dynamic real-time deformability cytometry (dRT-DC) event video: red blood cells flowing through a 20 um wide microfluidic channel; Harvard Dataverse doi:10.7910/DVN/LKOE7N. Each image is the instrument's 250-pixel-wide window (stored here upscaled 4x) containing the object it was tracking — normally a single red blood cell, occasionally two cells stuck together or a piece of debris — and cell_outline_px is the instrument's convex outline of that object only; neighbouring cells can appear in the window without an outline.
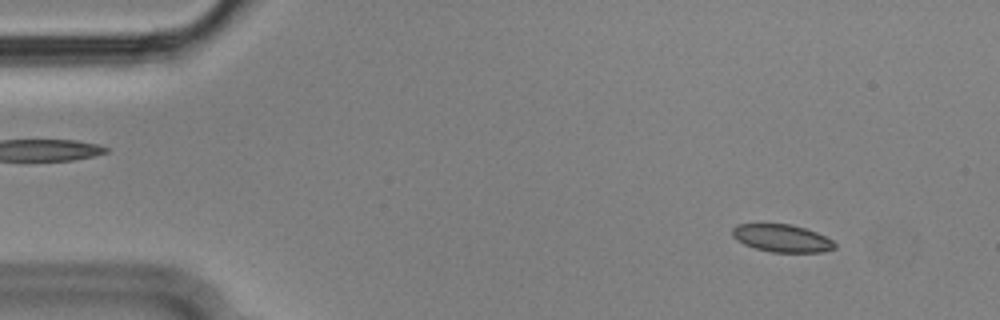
{"species": "Egyptian fruit bat (a non-hibernating species)", "species_latin": "Rousettus aegyptiacus", "temperature_condition": "cold", "stored_images_in_passage": 55, "segment_of_instrument_passage": [1, 2], "camera_frame_rate_fps": 3000, "um_per_image_px": 0.085, "animal": {"sex": "male"}, "frame": {"image": 1, "passage_image": 5, "time_ms": 1.333, "image_size_px": [1000, 320], "cell_outline_px": [[836, 248], [824, 252], [772, 252], [756, 248], [744, 244], [736, 240], [732, 236], [732, 228], [736, 224], [792, 224], [816, 232], [832, 240], [836, 244]], "centroid_in_image_um": [66.46, 20.25], "position_along_channel_um": 18.5, "area_um2": 16.47}}
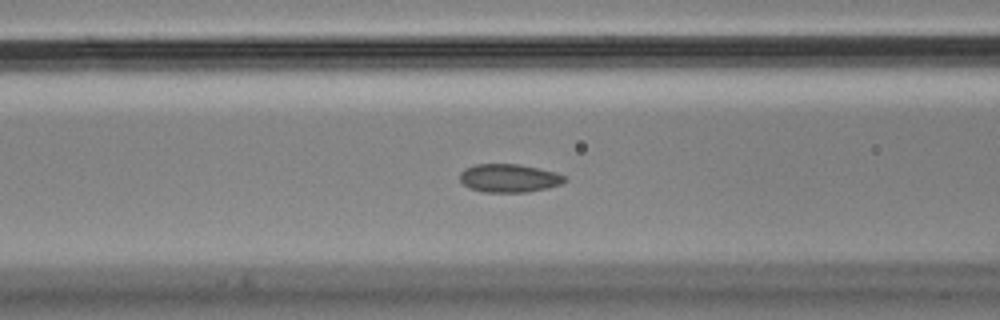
{"frame": {"image": 2, "passage_image": 21, "time_ms": 6.667, "image_size_px": [1000, 320], "cell_outline_px": [[568, 180], [560, 184], [548, 188], [528, 192], [484, 192], [468, 188], [460, 180], [460, 172], [464, 168], [476, 164], [520, 164], [556, 172], [564, 176]], "centroid_in_image_um": [43.26, 15.14], "position_along_channel_um": 123.3, "area_um2": 17.4}}
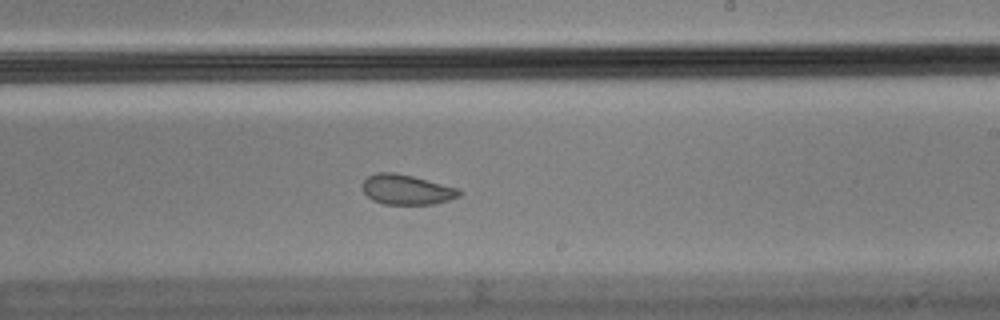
{"frame": {"image": 3, "passage_image": 32, "time_ms": 10.333, "image_size_px": [1000, 320], "cell_outline_px": [[464, 192], [460, 196], [448, 200], [432, 204], [384, 204], [372, 200], [364, 192], [364, 180], [368, 176], [376, 172], [396, 172], [460, 188]], "centroid_in_image_um": [34.61, 16.11], "position_along_channel_um": 254.4, "area_um2": 16.94}}